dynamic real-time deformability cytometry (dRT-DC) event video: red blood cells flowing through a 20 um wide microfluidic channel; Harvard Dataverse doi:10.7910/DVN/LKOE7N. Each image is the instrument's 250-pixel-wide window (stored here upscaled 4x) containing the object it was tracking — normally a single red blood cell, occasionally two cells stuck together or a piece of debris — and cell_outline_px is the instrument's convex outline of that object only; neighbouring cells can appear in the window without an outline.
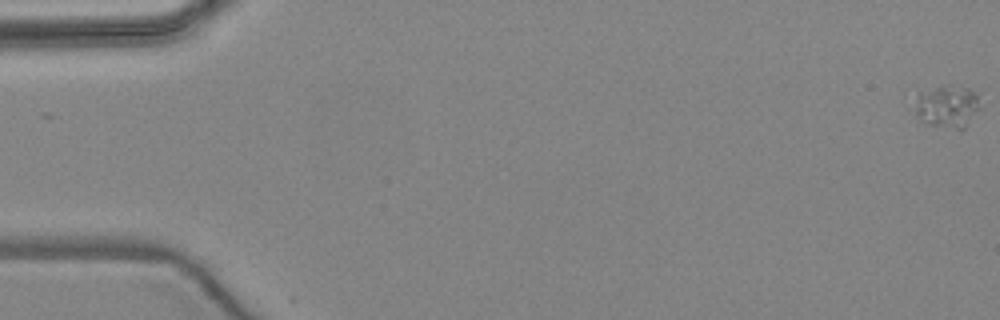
{"species": "common noctule bat (a hibernating species)", "species_latin": "Nyctalus noctula", "temperature_condition": "warm", "stored_images_in_passage": 4, "camera_frame_rate_fps": 3000, "um_per_image_px": 0.085, "animal": {"sex": "female", "body_mass_g": 24.6, "forearm_length_mm": 56.2}, "frame": {"image": 1, "passage_image": 1, "time_ms": 0.0, "image_size_px": [1000, 320], "cell_outline_px": [[976, 108], [968, 124], [960, 132], [928, 124], [920, 120], [916, 112], [916, 100], [920, 92], [944, 84], [948, 84], [968, 88], [976, 96]], "centroid_in_image_um": [80.46, 9.07], "position_along_channel_um": 4.5, "area_um2": 15.9}}
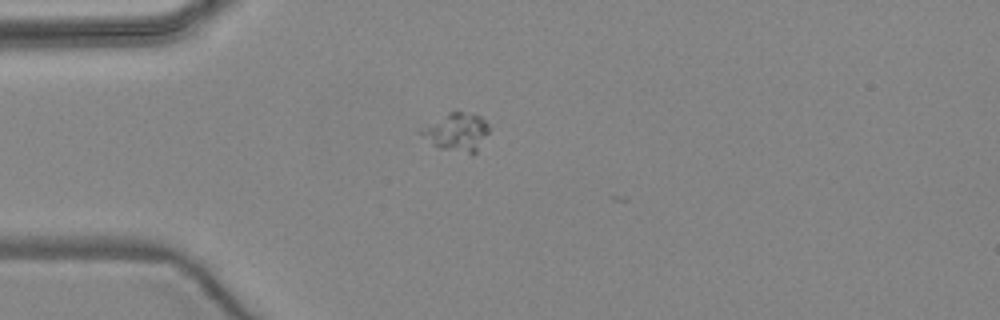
{"frame": {"image": 2, "passage_image": 4, "time_ms": 4.667, "image_size_px": [1000, 320], "cell_outline_px": [[488, 132], [476, 152], [472, 156], [440, 148], [432, 144], [416, 132], [448, 112], [456, 108], [480, 116], [488, 124]], "centroid_in_image_um": [38.82, 11.22], "position_along_channel_um": 46.2, "area_um2": 15.37}}